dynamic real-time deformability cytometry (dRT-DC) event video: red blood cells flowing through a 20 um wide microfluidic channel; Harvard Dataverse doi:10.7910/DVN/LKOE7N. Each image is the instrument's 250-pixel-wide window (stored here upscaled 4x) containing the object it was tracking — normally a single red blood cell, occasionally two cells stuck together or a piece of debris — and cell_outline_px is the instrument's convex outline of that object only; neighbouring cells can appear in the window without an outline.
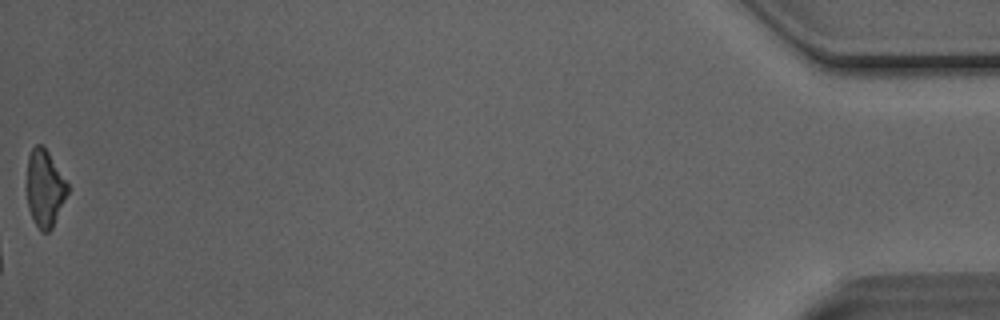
{"species": "Egyptian fruit bat (a non-hibernating species)", "species_latin": "Rousettus aegyptiacus", "temperature_condition": "room temperature", "stored_images_in_passage": 32, "camera_frame_rate_fps": 3000, "um_per_image_px": 0.085, "animal": {"sex": "male"}, "frame": {"image": 1, "passage_image": 32, "time_ms": 10.333, "image_size_px": [1000, 320], "cell_outline_px": [[68, 192], [52, 228], [48, 232], [40, 232], [28, 208], [28, 156], [32, 148], [36, 144], [40, 144], [48, 152], [68, 184]], "centroid_in_image_um": [3.81, 16.02], "position_along_channel_um": 431.4, "area_um2": 17.8}}